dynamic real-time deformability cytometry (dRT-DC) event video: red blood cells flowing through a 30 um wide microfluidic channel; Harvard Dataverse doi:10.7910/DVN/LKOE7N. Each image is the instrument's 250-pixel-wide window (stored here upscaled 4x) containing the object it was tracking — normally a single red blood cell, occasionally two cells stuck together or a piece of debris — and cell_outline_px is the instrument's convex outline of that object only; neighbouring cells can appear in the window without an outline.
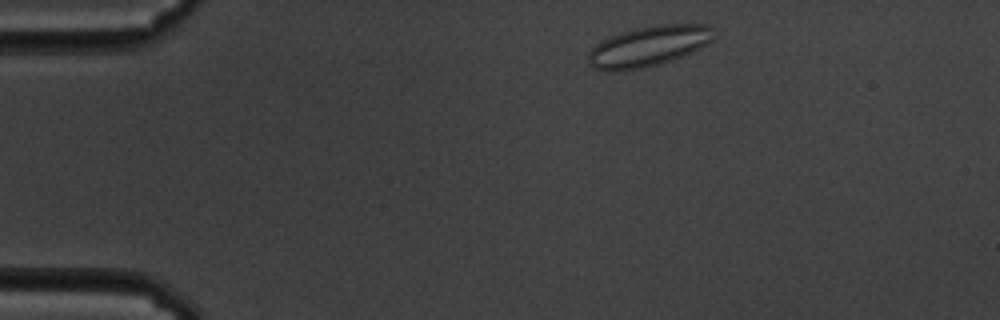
{"species": "common noctule bat (a hibernating species)", "species_latin": "Nyctalus noctula", "temperature_condition": "cold", "stored_images_in_passage": 52, "camera_frame_rate_fps": 3000, "um_per_image_px": 0.085, "animal": {"sex": "male", "body_mass_g": 19.5, "forearm_length_mm": 54.6}, "frame": {"image": 1, "passage_image": 3, "time_ms": 0.667, "image_size_px": [1000, 320], "cell_outline_px": [[712, 40], [700, 48], [692, 52], [660, 64], [644, 68], [616, 72], [604, 72], [592, 68], [588, 64], [588, 52], [600, 40], [620, 32], [636, 28], [660, 24], [708, 24], [712, 28]], "centroid_in_image_um": [55.05, 3.95], "position_along_channel_um": 29.9, "area_um2": 29.88}}
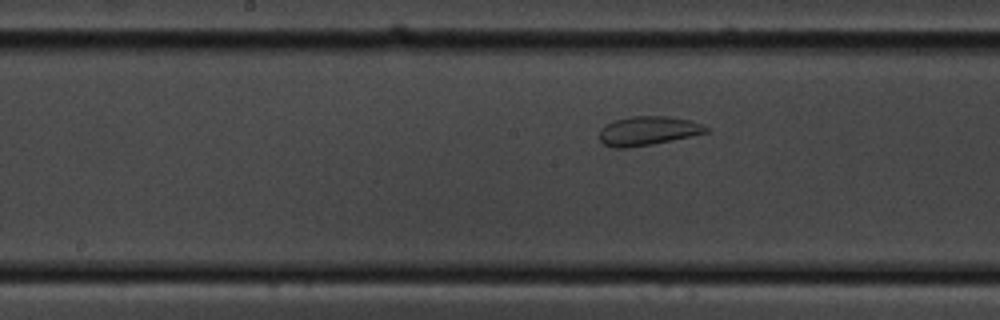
{"frame": {"image": 2, "passage_image": 23, "time_ms": 7.333, "image_size_px": [1000, 320], "cell_outline_px": [[708, 132], [692, 136], [652, 144], [628, 148], [612, 148], [604, 144], [600, 140], [600, 128], [604, 124], [616, 120], [632, 116], [668, 116], [688, 120], [704, 124], [708, 128]], "centroid_in_image_um": [55.06, 11.12], "position_along_channel_um": 193.1, "area_um2": 18.09}}
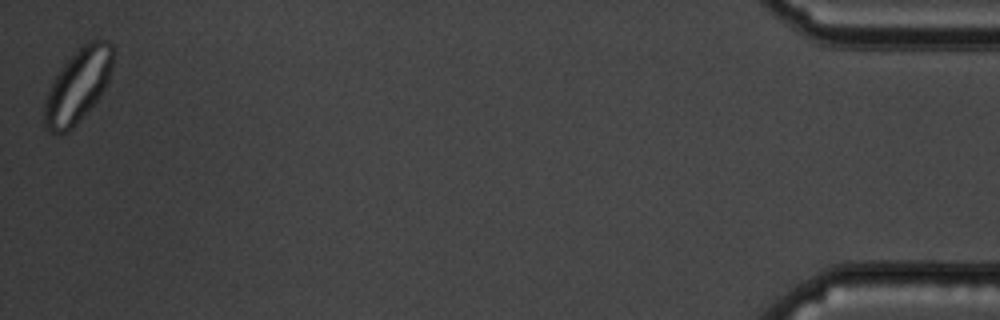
{"frame": {"image": 3, "passage_image": 52, "time_ms": 17.0, "image_size_px": [1000, 320], "cell_outline_px": [[112, 64], [108, 80], [100, 96], [80, 120], [68, 132], [52, 132], [44, 128], [44, 100], [52, 80], [60, 68], [84, 44], [92, 40], [108, 40], [112, 44]], "centroid_in_image_um": [6.6, 7.3], "position_along_channel_um": 428.6, "area_um2": 29.02}}